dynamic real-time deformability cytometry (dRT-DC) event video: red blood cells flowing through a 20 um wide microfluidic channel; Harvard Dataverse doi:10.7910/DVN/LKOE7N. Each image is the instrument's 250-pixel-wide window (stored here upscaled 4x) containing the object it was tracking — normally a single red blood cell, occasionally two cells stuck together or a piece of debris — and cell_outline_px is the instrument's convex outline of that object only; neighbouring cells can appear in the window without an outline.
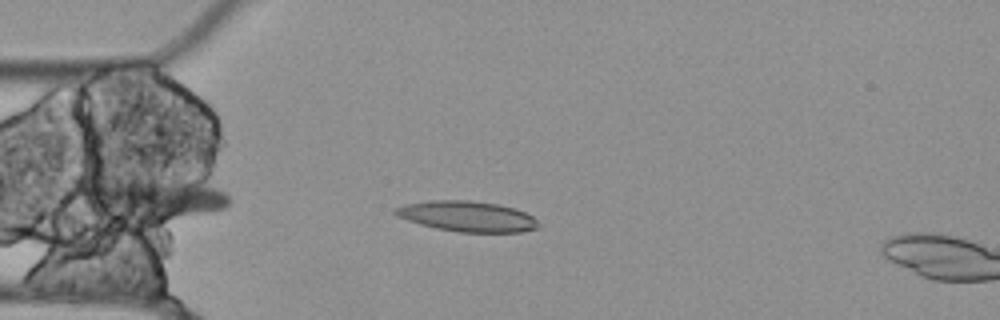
{"species": "Egyptian fruit bat (a non-hibernating species)", "species_latin": "Rousettus aegyptiacus", "temperature_condition": "cold", "stored_images_in_passage": 4, "camera_frame_rate_fps": 3000, "um_per_image_px": 0.085, "animal": {"sex": "female"}, "frame": {"image": 1, "passage_image": 2, "time_ms": 0.333, "image_size_px": [1000, 320], "cell_outline_px": [[540, 224], [536, 228], [520, 232], [460, 232], [436, 228], [420, 224], [396, 216], [392, 212], [392, 208], [408, 204], [432, 200], [468, 200], [500, 204], [516, 208], [532, 216]], "centroid_in_image_um": [39.7, 18.38], "position_along_channel_um": 45.3, "area_um2": 25.43}}